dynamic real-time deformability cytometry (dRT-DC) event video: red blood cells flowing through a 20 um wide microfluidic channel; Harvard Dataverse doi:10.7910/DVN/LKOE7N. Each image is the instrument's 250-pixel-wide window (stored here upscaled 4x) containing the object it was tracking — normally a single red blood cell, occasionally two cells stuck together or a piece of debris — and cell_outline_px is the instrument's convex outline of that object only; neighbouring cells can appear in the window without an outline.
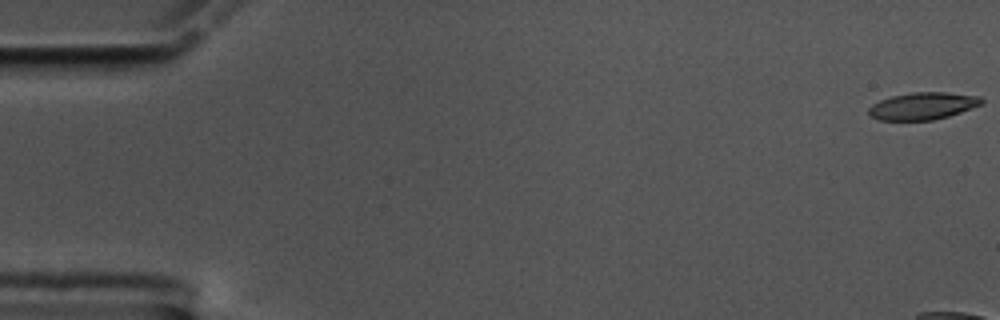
{"species": "common noctule bat (a hibernating species)", "species_latin": "Nyctalus noctula", "temperature_condition": "cold", "stored_images_in_passage": 11, "camera_frame_rate_fps": 3000, "um_per_image_px": 0.085, "animal": {"sex": "male", "body_mass_g": 17.5, "forearm_length_mm": 52.3}, "frame": {"image": 1, "passage_image": 1, "time_ms": 0.0, "image_size_px": [1000, 320], "cell_outline_px": [[984, 104], [948, 116], [932, 120], [880, 120], [872, 116], [868, 112], [868, 108], [872, 104], [880, 100], [892, 96], [912, 92], [944, 92], [980, 96], [984, 100]], "centroid_in_image_um": [78.46, 9.0], "position_along_channel_um": 6.5, "area_um2": 17.86}}